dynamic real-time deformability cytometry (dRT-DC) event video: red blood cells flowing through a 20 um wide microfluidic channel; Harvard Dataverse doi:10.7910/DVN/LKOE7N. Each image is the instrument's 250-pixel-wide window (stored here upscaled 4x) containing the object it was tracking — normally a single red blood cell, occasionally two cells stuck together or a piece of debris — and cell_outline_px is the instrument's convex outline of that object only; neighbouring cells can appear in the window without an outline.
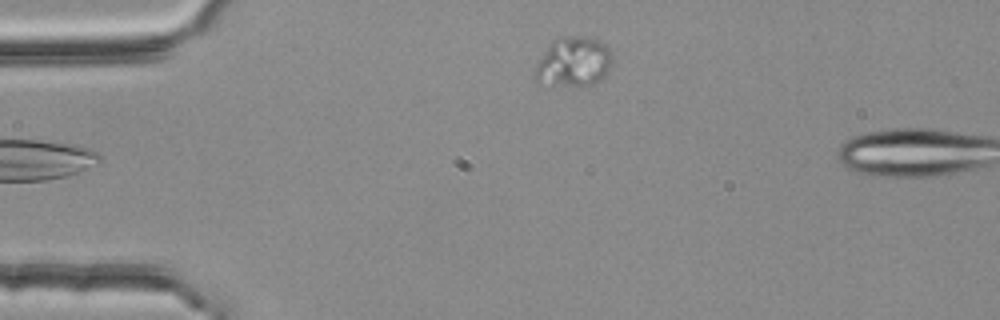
{"species": "common noctule bat (a hibernating species)", "species_latin": "Nyctalus noctula", "temperature_condition": "room temperature", "stored_images_in_passage": 3, "camera_frame_rate_fps": 3000, "um_per_image_px": 0.085, "animal": {"sex": "female", "body_mass_g": 25.1}, "frame": {"image": 1, "passage_image": 3, "time_ms": 0.667, "image_size_px": [1000, 320], "cell_outline_px": [[612, 64], [608, 72], [600, 80], [592, 84], [552, 84], [536, 80], [532, 76], [536, 64], [552, 40], [556, 36], [580, 36], [600, 40], [612, 52]], "centroid_in_image_um": [48.76, 5.21], "position_along_channel_um": 36.2, "area_um2": 22.25}}